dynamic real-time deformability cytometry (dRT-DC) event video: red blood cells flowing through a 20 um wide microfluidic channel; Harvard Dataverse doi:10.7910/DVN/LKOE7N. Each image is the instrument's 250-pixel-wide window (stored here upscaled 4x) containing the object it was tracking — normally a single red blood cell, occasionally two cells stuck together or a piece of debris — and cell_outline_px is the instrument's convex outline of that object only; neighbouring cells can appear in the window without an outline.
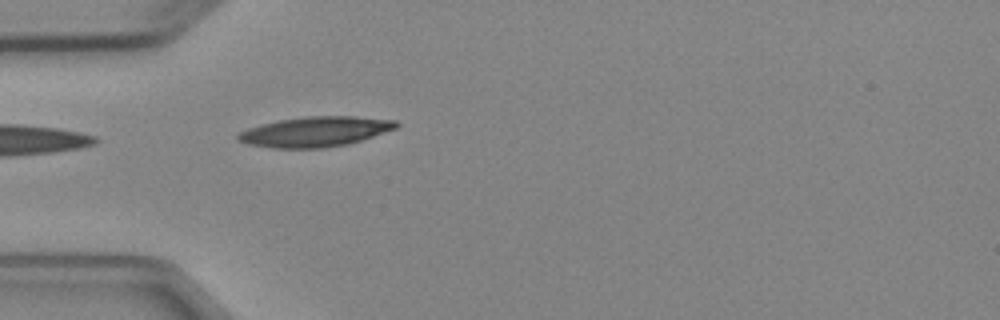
{"species": "Egyptian fruit bat (a non-hibernating species)", "species_latin": "Rousettus aegyptiacus", "temperature_condition": "cold", "stored_images_in_passage": 4, "camera_frame_rate_fps": 3000, "um_per_image_px": 0.085, "animal": {"sex": "female"}, "frame": {"image": 1, "passage_image": 4, "time_ms": 3.667, "image_size_px": [1000, 320], "cell_outline_px": [[400, 124], [396, 128], [348, 144], [324, 148], [272, 148], [248, 144], [236, 140], [236, 136], [240, 132], [248, 128], [260, 124], [280, 120], [308, 116], [356, 116], [396, 120]], "centroid_in_image_um": [26.77, 11.19], "position_along_channel_um": 58.2, "area_um2": 27.69}}